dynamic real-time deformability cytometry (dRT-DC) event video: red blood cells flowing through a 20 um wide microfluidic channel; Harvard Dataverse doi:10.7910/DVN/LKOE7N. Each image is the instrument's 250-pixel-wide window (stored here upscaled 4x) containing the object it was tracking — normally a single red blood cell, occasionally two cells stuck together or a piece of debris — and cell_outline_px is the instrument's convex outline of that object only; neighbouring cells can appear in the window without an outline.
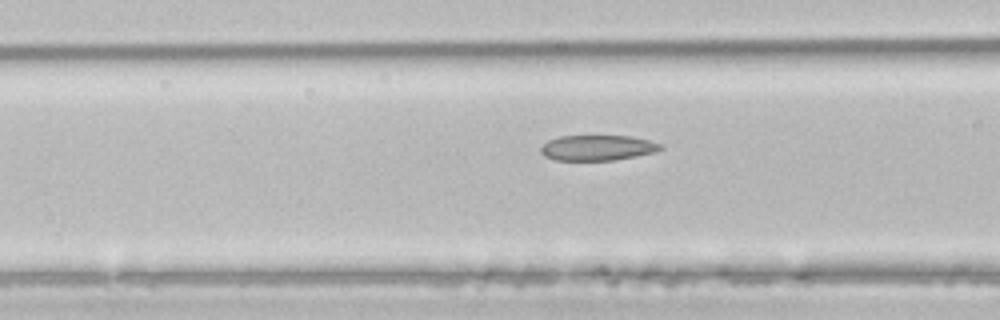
{"species": "common noctule bat (a hibernating species)", "species_latin": "Nyctalus noctula", "temperature_condition": "room temperature", "stored_images_in_passage": 6, "camera_frame_rate_fps": 3000, "um_per_image_px": 0.085, "animal": {"sex": "male", "body_mass_g": 21.5, "forearm_length_mm": 52.0}, "frame": {"image": 1, "passage_image": 6, "time_ms": 1.667, "image_size_px": [1000, 320], "cell_outline_px": [[664, 148], [656, 152], [636, 156], [612, 160], [556, 160], [544, 156], [540, 152], [540, 148], [548, 140], [560, 136], [632, 136], [648, 140], [660, 144]], "centroid_in_image_um": [50.78, 12.56], "position_along_channel_um": 115.8, "area_um2": 17.69}}